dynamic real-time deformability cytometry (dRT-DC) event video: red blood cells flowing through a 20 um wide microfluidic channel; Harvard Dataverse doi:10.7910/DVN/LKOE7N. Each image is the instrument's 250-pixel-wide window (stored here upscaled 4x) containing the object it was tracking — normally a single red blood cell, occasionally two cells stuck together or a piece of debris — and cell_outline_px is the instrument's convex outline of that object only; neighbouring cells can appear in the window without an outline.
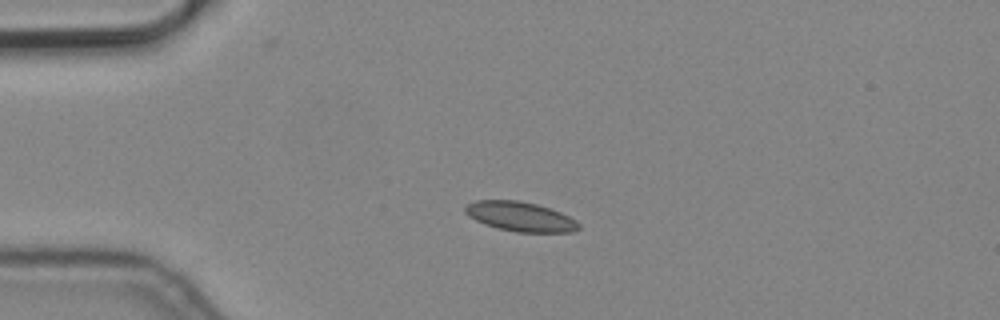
{"species": "common noctule bat (a hibernating species)", "species_latin": "Nyctalus noctula", "temperature_condition": "cold", "stored_images_in_passage": 1, "camera_frame_rate_fps": 3000, "um_per_image_px": 0.085, "animal": {"sex": "male", "body_mass_g": 19.2, "forearm_length_mm": 51.8}, "frame": {"image": 1, "passage_image": 1, "time_ms": 0.0, "image_size_px": [1000, 320], "cell_outline_px": [[580, 228], [572, 232], [516, 232], [496, 228], [484, 224], [468, 216], [464, 212], [464, 208], [468, 204], [476, 200], [516, 200], [536, 204], [560, 212], [576, 220], [580, 224]], "centroid_in_image_um": [44.21, 18.41], "position_along_channel_um": 40.8, "area_um2": 19.54}}